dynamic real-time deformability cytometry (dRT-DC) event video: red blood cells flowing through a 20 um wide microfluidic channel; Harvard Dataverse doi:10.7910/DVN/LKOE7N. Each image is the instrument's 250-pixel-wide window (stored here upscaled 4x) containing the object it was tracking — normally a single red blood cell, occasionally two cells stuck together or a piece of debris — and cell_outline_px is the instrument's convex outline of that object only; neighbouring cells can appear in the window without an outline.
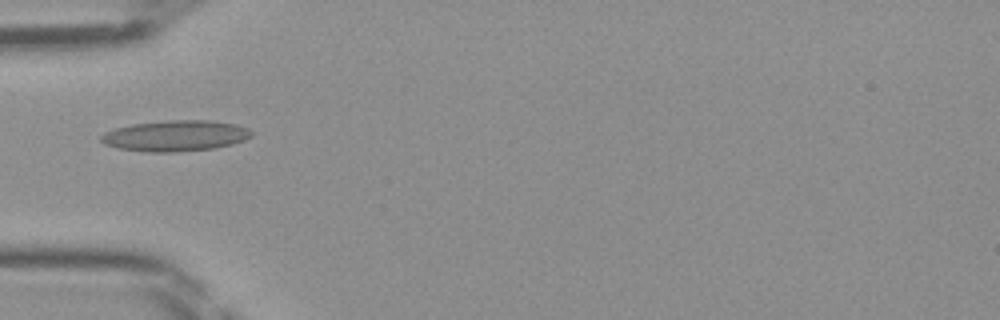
{"species": "Egyptian fruit bat (a non-hibernating species)", "species_latin": "Rousettus aegyptiacus", "temperature_condition": "room temperature", "stored_images_in_passage": 32, "camera_frame_rate_fps": 3000, "um_per_image_px": 0.085, "frame": {"image": 1, "passage_image": 1, "time_ms": 0.0, "image_size_px": [1000, 320], "cell_outline_px": [[252, 136], [244, 140], [232, 144], [212, 148], [176, 152], [148, 152], [116, 148], [104, 144], [100, 140], [100, 136], [104, 132], [116, 128], [132, 124], [172, 120], [208, 120], [236, 124], [248, 128], [252, 132]], "centroid_in_image_um": [14.89, 11.54], "position_along_channel_um": 70.1, "area_um2": 27.05}}
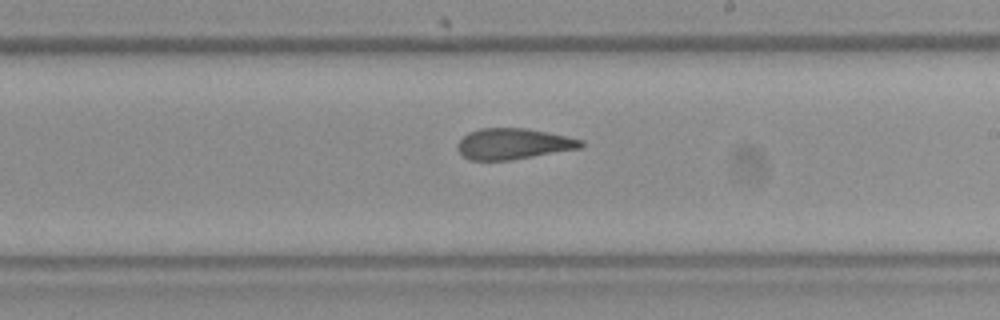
{"frame": {"image": 2, "passage_image": 13, "time_ms": 4.0, "image_size_px": [1000, 320], "cell_outline_px": [[584, 144], [580, 148], [508, 160], [472, 160], [464, 156], [460, 152], [456, 144], [468, 132], [480, 128], [524, 128], [548, 132], [584, 140]], "centroid_in_image_um": [43.62, 12.21], "position_along_channel_um": 245.4, "area_um2": 21.96}}
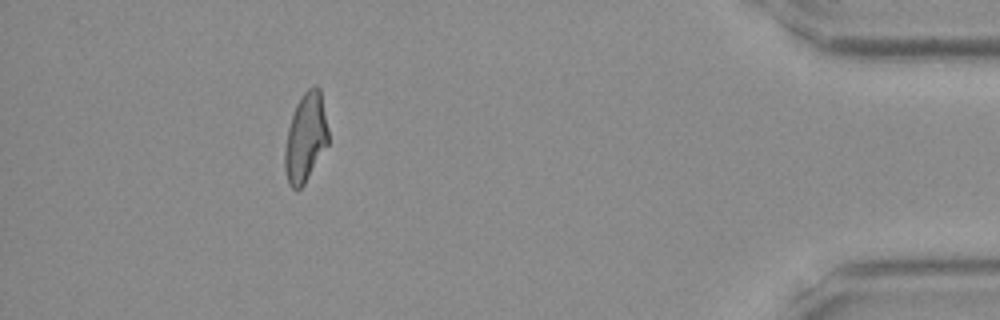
{"frame": {"image": 3, "passage_image": 28, "time_ms": 9.0, "image_size_px": [1000, 320], "cell_outline_px": [[328, 144], [304, 184], [300, 188], [292, 188], [288, 184], [284, 168], [284, 152], [288, 128], [296, 104], [304, 92], [312, 84], [316, 84], [320, 88], [328, 128]], "centroid_in_image_um": [25.97, 11.67], "position_along_channel_um": 409.2, "area_um2": 22.48}}